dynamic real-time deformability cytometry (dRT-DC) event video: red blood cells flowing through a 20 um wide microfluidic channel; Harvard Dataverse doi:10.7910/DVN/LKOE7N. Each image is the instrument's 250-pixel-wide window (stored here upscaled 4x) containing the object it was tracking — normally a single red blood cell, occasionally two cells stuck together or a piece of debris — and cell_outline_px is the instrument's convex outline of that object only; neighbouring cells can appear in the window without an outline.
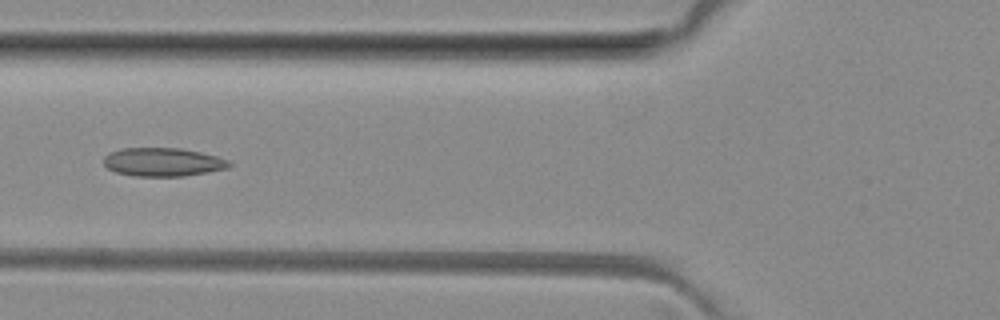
{"species": "common noctule bat (a hibernating species)", "species_latin": "Nyctalus noctula", "temperature_condition": "room temperature", "stored_images_in_passage": 5, "camera_frame_rate_fps": 3000, "um_per_image_px": 0.085, "animal": {"sex": "female", "body_mass_g": 29.2, "forearm_length_mm": 56.3}, "frame": {"image": 1, "passage_image": 4, "time_ms": 3.667, "image_size_px": [1000, 320], "cell_outline_px": [[232, 164], [228, 168], [208, 172], [184, 176], [132, 176], [116, 172], [108, 168], [104, 164], [104, 156], [108, 152], [124, 148], [180, 148], [200, 152], [216, 156], [228, 160]], "centroid_in_image_um": [13.83, 13.77], "position_along_channel_um": 112.0, "area_um2": 20.87}}
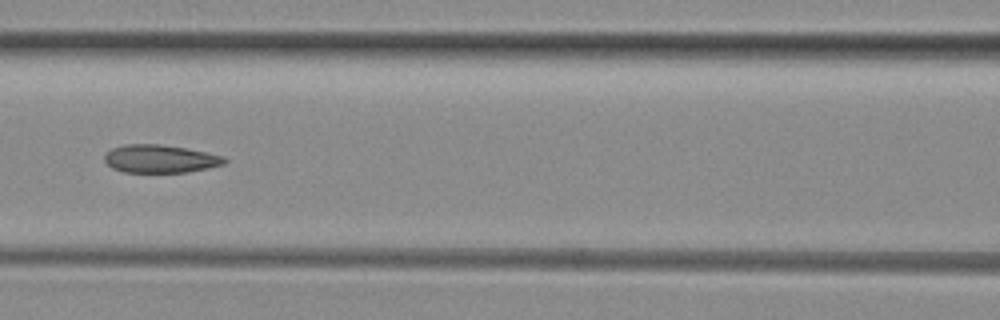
{"frame": {"image": 2, "passage_image": 5, "time_ms": 4.667, "image_size_px": [1000, 320], "cell_outline_px": [[228, 160], [224, 164], [188, 172], [124, 172], [112, 168], [104, 160], [104, 156], [112, 148], [124, 144], [160, 144], [184, 148], [224, 156]], "centroid_in_image_um": [13.6, 13.5], "position_along_channel_um": 153.0, "area_um2": 19.42}}